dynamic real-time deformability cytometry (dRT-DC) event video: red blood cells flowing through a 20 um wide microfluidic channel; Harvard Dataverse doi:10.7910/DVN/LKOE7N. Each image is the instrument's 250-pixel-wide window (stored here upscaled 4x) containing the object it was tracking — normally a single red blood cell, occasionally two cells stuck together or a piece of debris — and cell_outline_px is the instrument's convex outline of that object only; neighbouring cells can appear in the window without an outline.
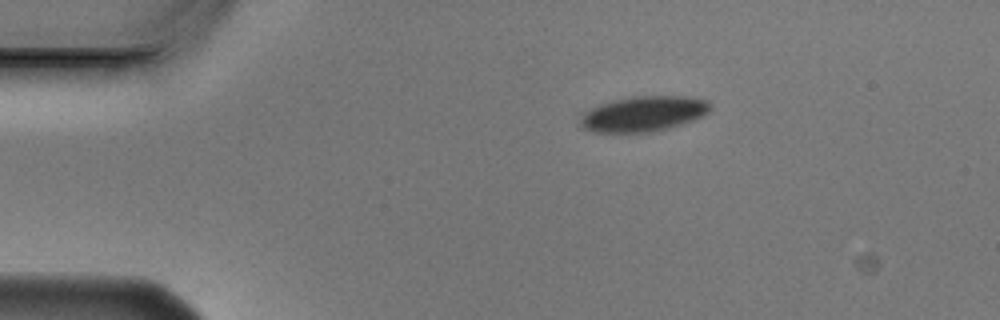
{"species": "Egyptian fruit bat (a non-hibernating species)", "species_latin": "Rousettus aegyptiacus", "temperature_condition": "cold", "stored_images_in_passage": 6, "camera_frame_rate_fps": 3000, "um_per_image_px": 0.085, "animal": {"sex": "male"}, "frame": {"image": 1, "passage_image": 1, "time_ms": 0.0, "image_size_px": [1000, 320], "cell_outline_px": [[712, 108], [708, 112], [692, 120], [668, 128], [644, 132], [592, 132], [580, 128], [580, 120], [592, 108], [600, 104], [612, 100], [632, 96], [688, 96], [708, 100], [712, 104]], "centroid_in_image_um": [54.72, 9.66], "position_along_channel_um": 30.3, "area_um2": 26.53}}
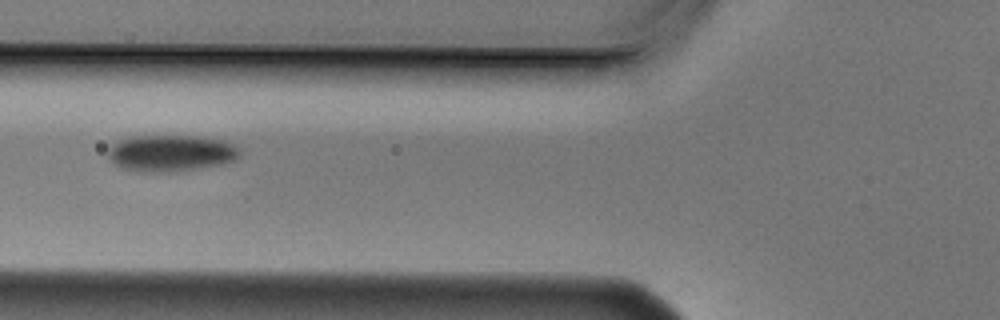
{"frame": {"image": 2, "passage_image": 4, "time_ms": 1.0, "image_size_px": [1000, 320], "cell_outline_px": [[240, 156], [236, 160], [220, 164], [168, 172], [136, 172], [124, 168], [108, 160], [108, 148], [112, 144], [128, 136], [200, 136], [224, 140], [240, 148]], "centroid_in_image_um": [14.51, 13.0], "position_along_channel_um": 111.3, "area_um2": 28.15}}
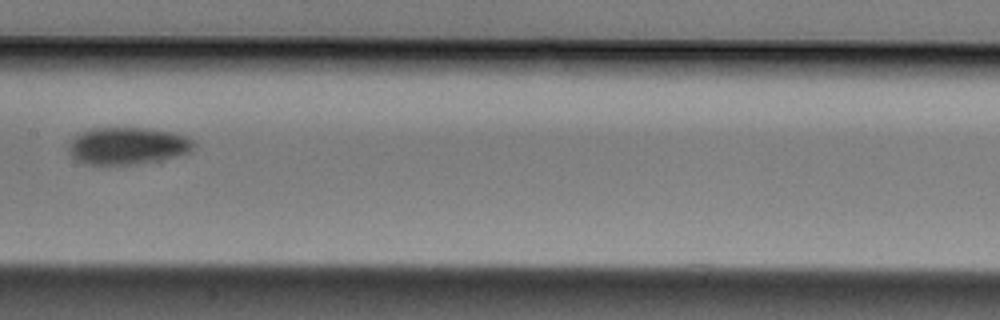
{"frame": {"image": 3, "passage_image": 6, "time_ms": 1.667, "image_size_px": [1000, 320], "cell_outline_px": [[196, 144], [188, 152], [176, 156], [136, 164], [84, 164], [76, 160], [68, 152], [68, 144], [76, 132], [92, 128], [148, 128], [176, 132], [188, 136]], "centroid_in_image_um": [10.8, 12.37], "position_along_channel_um": 196.6, "area_um2": 27.34}}